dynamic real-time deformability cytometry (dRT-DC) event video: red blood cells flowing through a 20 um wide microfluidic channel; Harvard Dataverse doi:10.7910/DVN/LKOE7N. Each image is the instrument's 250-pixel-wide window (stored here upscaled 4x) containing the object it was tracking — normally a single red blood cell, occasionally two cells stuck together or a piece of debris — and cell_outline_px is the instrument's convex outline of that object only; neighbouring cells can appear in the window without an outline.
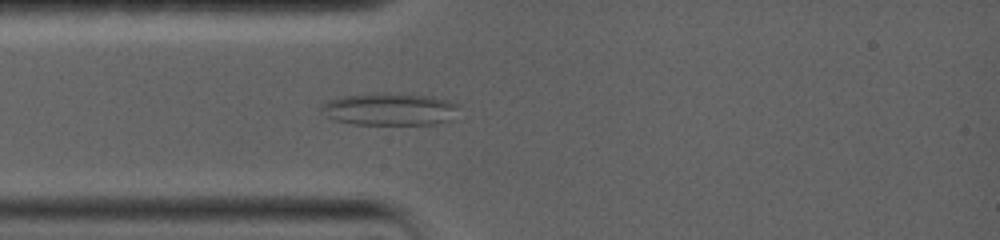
{"species": "common noctule bat (a hibernating species)", "species_latin": "Nyctalus noctula", "temperature_condition": "warm", "stored_images_in_passage": 4, "camera_frame_rate_fps": 5000, "um_per_image_px": 0.085, "animal": {"sex": "female", "body_mass_g": 19.0, "forearm_length_mm": 56.7}, "frame": {"image": 1, "passage_image": 4, "time_ms": 2.8, "image_size_px": [1000, 240], "cell_outline_px": [[460, 104], [452, 120], [432, 124], [352, 124], [332, 120], [320, 112], [320, 104], [328, 100], [340, 96], [376, 92], [384, 92], [432, 96], [448, 100]], "centroid_in_image_um": [33.07, 9.26], "position_along_channel_um": 51.9, "area_um2": 26.53}}